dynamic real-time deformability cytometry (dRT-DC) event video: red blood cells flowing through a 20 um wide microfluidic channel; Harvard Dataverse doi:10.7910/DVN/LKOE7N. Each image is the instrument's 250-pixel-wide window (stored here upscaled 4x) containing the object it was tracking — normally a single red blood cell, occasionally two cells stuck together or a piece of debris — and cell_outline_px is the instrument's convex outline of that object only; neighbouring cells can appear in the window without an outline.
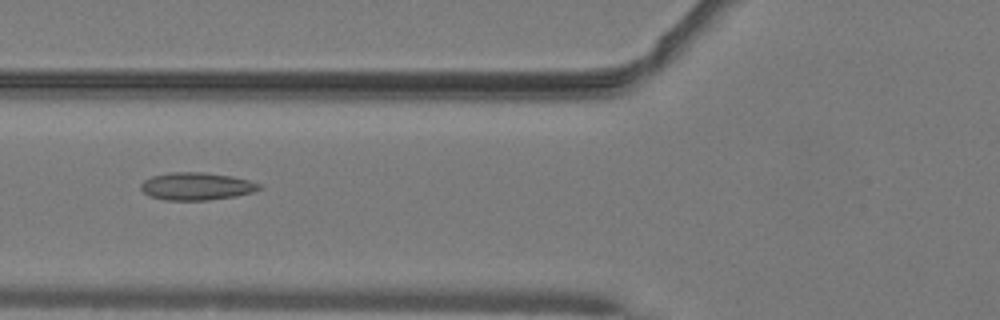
{"species": "common noctule bat (a hibernating species)", "species_latin": "Nyctalus noctula", "temperature_condition": "warm", "stored_images_in_passage": 35, "camera_frame_rate_fps": 3000, "um_per_image_px": 0.085, "animal": {"sex": "male", "body_mass_g": 19.2, "forearm_length_mm": 51.8}, "frame": {"image": 1, "passage_image": 7, "time_ms": 2.0, "image_size_px": [1000, 320], "cell_outline_px": [[264, 188], [252, 192], [236, 196], [208, 200], [164, 200], [148, 196], [140, 188], [140, 184], [144, 180], [152, 176], [172, 172], [204, 172], [232, 176], [248, 180], [260, 184]], "centroid_in_image_um": [16.7, 15.83], "position_along_channel_um": 109.1, "area_um2": 19.13}}
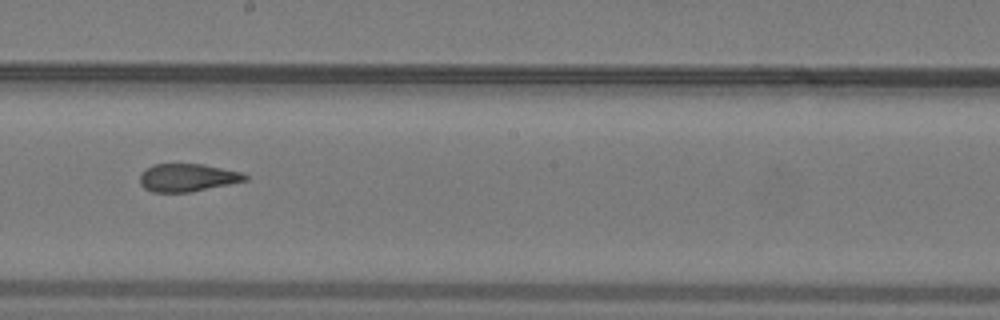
{"frame": {"image": 2, "passage_image": 16, "time_ms": 5.0, "image_size_px": [1000, 320], "cell_outline_px": [[248, 180], [192, 192], [152, 192], [144, 188], [140, 184], [140, 172], [144, 168], [152, 164], [204, 164], [240, 172], [248, 176]], "centroid_in_image_um": [15.89, 15.09], "position_along_channel_um": 232.3, "area_um2": 17.22}}
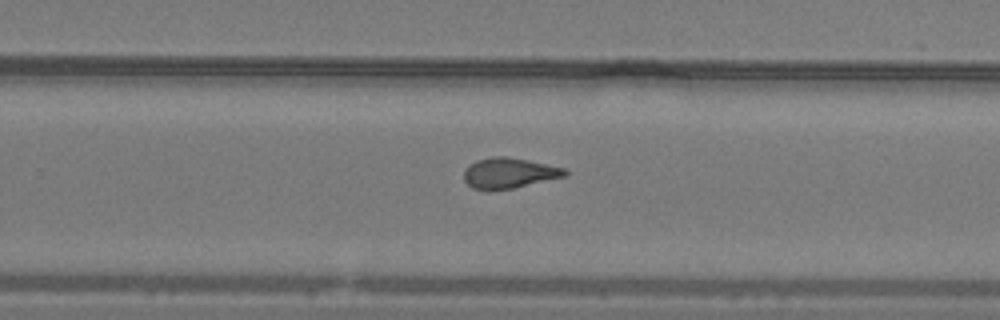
{"frame": {"image": 3, "passage_image": 20, "time_ms": 6.333, "image_size_px": [1000, 320], "cell_outline_px": [[568, 176], [512, 188], [472, 188], [464, 180], [464, 168], [476, 160], [492, 156], [504, 156], [528, 160], [564, 168], [568, 172]], "centroid_in_image_um": [43.29, 14.68], "position_along_channel_um": 286.5, "area_um2": 17.63}, "authors_computed_cell_mechanics": {"area_um2": 17.6868, "velocity_mm_per_s": 4.0963, "shape_relaxation_time_tau1_ms": null, "shape_relaxation_time_tau2_ms": 1.6263, "deformation_change_tau1": null, "deformation_change_tau2": 0.0982}}